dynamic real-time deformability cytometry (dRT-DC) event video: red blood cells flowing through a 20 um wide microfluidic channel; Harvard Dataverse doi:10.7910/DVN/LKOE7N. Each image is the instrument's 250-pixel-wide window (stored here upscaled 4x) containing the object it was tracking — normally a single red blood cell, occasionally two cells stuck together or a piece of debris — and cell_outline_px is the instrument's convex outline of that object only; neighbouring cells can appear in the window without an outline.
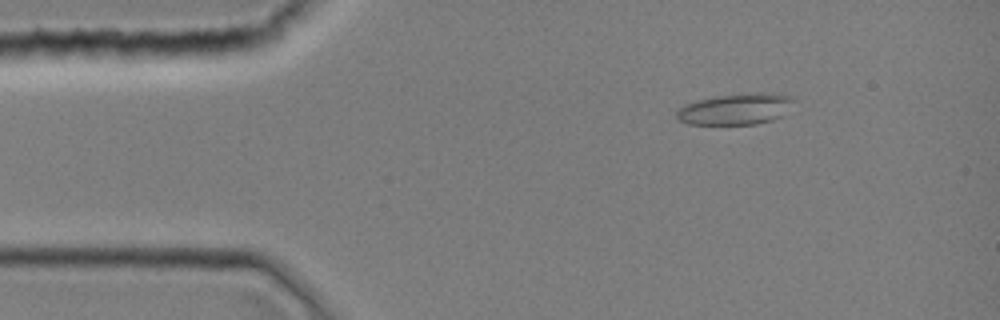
{"species": "common noctule bat (a hibernating species)", "species_latin": "Nyctalus noctula", "temperature_condition": "room temperature", "stored_images_in_passage": 43, "camera_frame_rate_fps": 3000, "um_per_image_px": 0.085, "animal": {"sex": "female", "body_mass_g": 19.0, "forearm_length_mm": 51.5}, "frame": {"image": 1, "passage_image": 6, "time_ms": 1.667, "image_size_px": [1000, 320], "cell_outline_px": [[796, 100], [784, 116], [772, 120], [756, 124], [688, 124], [676, 120], [676, 108], [684, 104], [696, 100], [716, 96], [748, 92], [760, 92], [792, 96]], "centroid_in_image_um": [62.52, 9.26], "position_along_channel_um": 22.5, "area_um2": 21.79}}
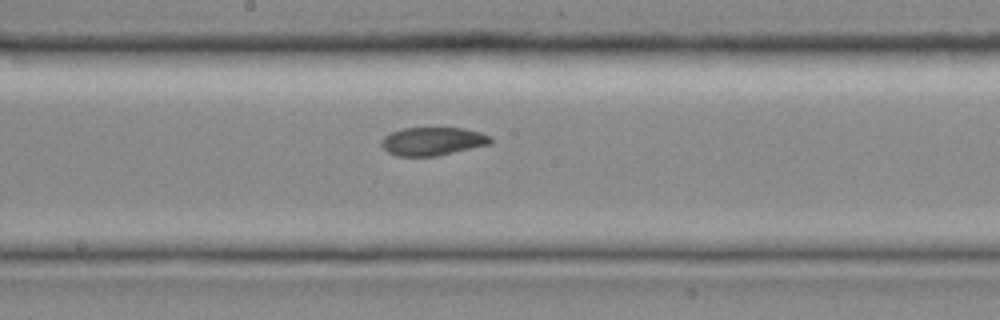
{"frame": {"image": 2, "passage_image": 23, "time_ms": 7.333, "image_size_px": [1000, 320], "cell_outline_px": [[492, 144], [436, 156], [396, 156], [388, 152], [380, 144], [380, 140], [384, 136], [400, 128], [464, 128], [480, 132], [492, 136]], "centroid_in_image_um": [36.78, 12.01], "position_along_channel_um": 211.4, "area_um2": 18.15}}
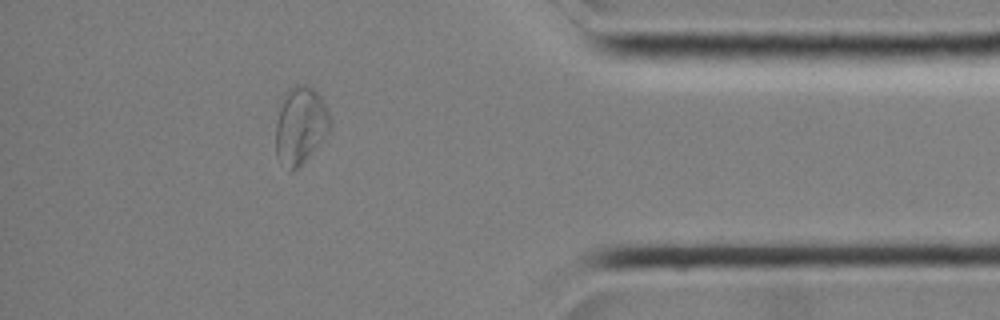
{"frame": {"image": 3, "passage_image": 38, "time_ms": 12.333, "image_size_px": [1000, 320], "cell_outline_px": [[332, 128], [324, 140], [300, 168], [292, 172], [288, 172], [276, 156], [276, 104], [284, 92], [288, 88], [296, 84], [304, 84], [312, 88], [320, 96], [332, 120]], "centroid_in_image_um": [25.51, 10.68], "position_along_channel_um": 409.7, "area_um2": 25.72}}